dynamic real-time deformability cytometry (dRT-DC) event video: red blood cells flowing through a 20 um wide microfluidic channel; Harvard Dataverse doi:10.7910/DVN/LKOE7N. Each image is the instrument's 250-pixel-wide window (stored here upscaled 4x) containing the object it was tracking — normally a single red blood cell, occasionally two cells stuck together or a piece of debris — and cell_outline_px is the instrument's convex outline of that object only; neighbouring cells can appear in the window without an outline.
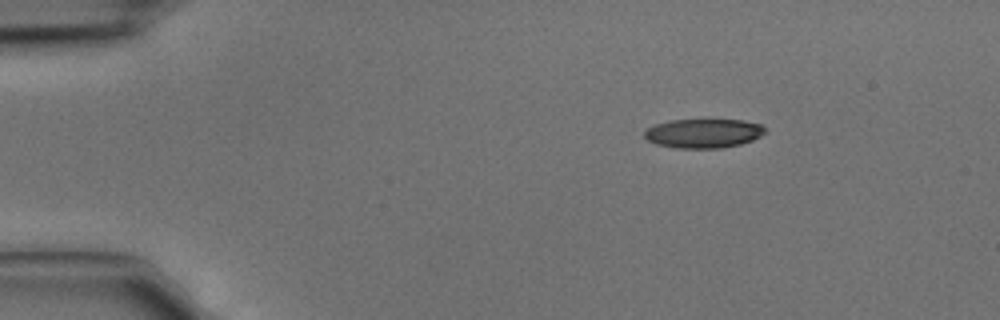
{"species": "common noctule bat (a hibernating species)", "species_latin": "Nyctalus noctula", "temperature_condition": "cold", "stored_images_in_passage": 4, "camera_frame_rate_fps": 3000, "um_per_image_px": 0.085, "animal": {"sex": "male", "body_mass_g": 15.6}, "frame": {"image": 1, "passage_image": 1, "time_ms": 0.0, "image_size_px": [1000, 320], "cell_outline_px": [[764, 132], [760, 136], [752, 140], [740, 144], [720, 148], [676, 148], [656, 144], [648, 140], [644, 136], [644, 132], [648, 128], [656, 124], [672, 120], [744, 120], [764, 124]], "centroid_in_image_um": [59.81, 11.33], "position_along_channel_um": 25.2, "area_um2": 20.4}}
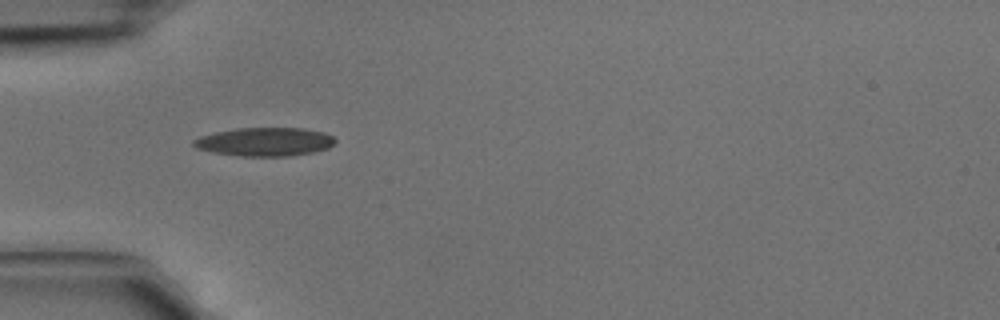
{"frame": {"image": 2, "passage_image": 3, "time_ms": 0.667, "image_size_px": [1000, 320], "cell_outline_px": [[336, 144], [328, 148], [312, 152], [288, 156], [240, 156], [212, 152], [196, 148], [192, 144], [192, 140], [200, 136], [216, 132], [236, 128], [304, 128], [324, 132], [332, 136], [336, 140]], "centroid_in_image_um": [22.51, 12.05], "position_along_channel_um": 62.5, "area_um2": 23.64}}